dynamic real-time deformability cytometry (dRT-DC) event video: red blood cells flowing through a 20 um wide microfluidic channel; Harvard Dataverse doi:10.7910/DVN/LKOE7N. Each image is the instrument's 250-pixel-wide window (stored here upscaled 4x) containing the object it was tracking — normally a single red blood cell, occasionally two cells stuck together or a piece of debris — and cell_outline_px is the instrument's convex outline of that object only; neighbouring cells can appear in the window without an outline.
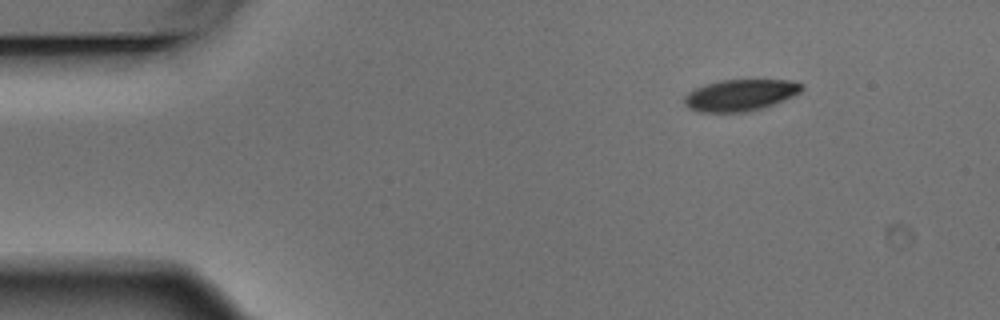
{"species": "Egyptian fruit bat (a non-hibernating species)", "species_latin": "Rousettus aegyptiacus", "temperature_condition": "warm", "stored_images_in_passage": 4, "camera_frame_rate_fps": 3000, "um_per_image_px": 0.085, "animal": {"sex": "male"}, "frame": {"image": 1, "passage_image": 1, "time_ms": 0.0, "image_size_px": [1000, 320], "cell_outline_px": [[804, 88], [800, 92], [792, 96], [764, 108], [744, 112], [700, 112], [688, 108], [684, 104], [684, 96], [688, 92], [696, 88], [720, 80], [796, 80], [804, 84]], "centroid_in_image_um": [62.94, 8.08], "position_along_channel_um": 22.1, "area_um2": 21.62}}
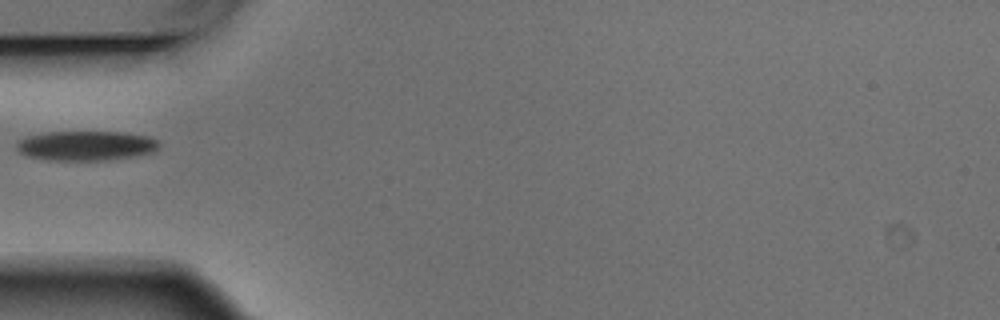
{"frame": {"image": 2, "passage_image": 4, "time_ms": 1.0, "image_size_px": [1000, 320], "cell_outline_px": [[160, 144], [156, 152], [136, 156], [108, 160], [48, 160], [28, 156], [20, 152], [16, 148], [16, 144], [20, 140], [28, 136], [48, 132], [124, 132], [148, 136], [160, 140]], "centroid_in_image_um": [7.38, 12.39], "position_along_channel_um": 77.6, "area_um2": 24.8}}